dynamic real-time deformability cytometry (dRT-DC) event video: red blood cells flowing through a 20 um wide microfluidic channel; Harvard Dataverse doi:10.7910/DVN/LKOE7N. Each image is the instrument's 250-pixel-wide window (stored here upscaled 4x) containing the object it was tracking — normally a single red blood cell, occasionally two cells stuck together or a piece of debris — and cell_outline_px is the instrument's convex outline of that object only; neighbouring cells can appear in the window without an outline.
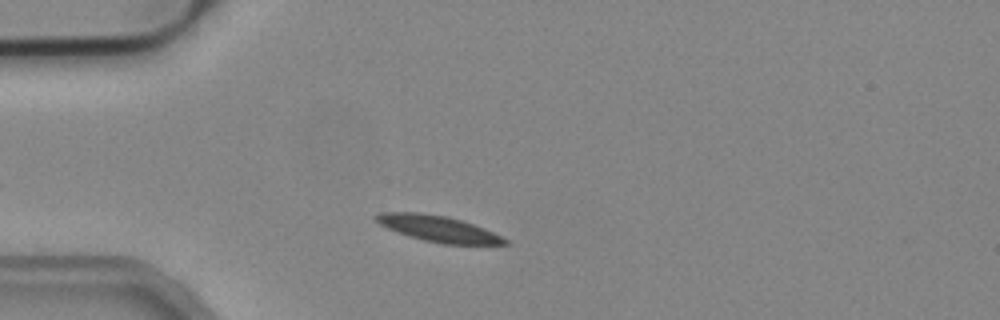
{"species": "common noctule bat (a hibernating species)", "species_latin": "Nyctalus noctula", "temperature_condition": "cold", "stored_images_in_passage": 36, "camera_frame_rate_fps": 3000, "um_per_image_px": 0.085, "animal": {"sex": "male", "body_mass_g": 19.2, "forearm_length_mm": 51.8}, "frame": {"image": 1, "passage_image": 6, "time_ms": 1.667, "image_size_px": [1000, 320], "cell_outline_px": [[512, 244], [444, 244], [424, 240], [408, 236], [388, 228], [380, 224], [372, 216], [380, 212], [420, 212], [448, 216], [484, 228], [508, 240]], "centroid_in_image_um": [37.22, 19.43], "position_along_channel_um": 47.8, "area_um2": 19.42}}
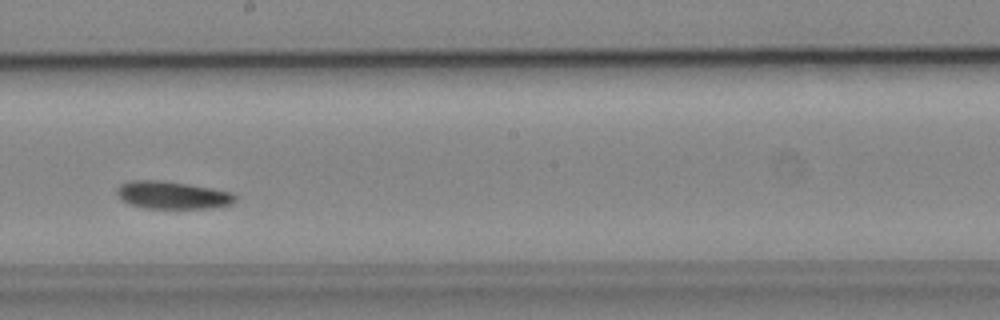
{"frame": {"image": 2, "passage_image": 22, "time_ms": 7.0, "image_size_px": [1000, 320], "cell_outline_px": [[236, 200], [232, 204], [212, 208], [148, 208], [132, 204], [120, 200], [116, 192], [116, 188], [120, 184], [132, 180], [164, 180], [212, 188], [232, 192], [236, 196]], "centroid_in_image_um": [14.66, 16.57], "position_along_channel_um": 233.5, "area_um2": 19.13}}
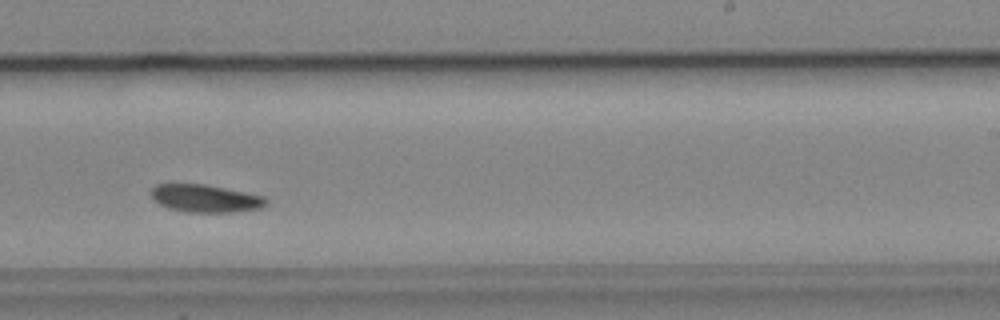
{"frame": {"image": 3, "passage_image": 25, "time_ms": 8.0, "image_size_px": [1000, 320], "cell_outline_px": [[268, 204], [260, 208], [236, 212], [188, 212], [168, 208], [152, 200], [152, 188], [156, 184], [204, 184], [264, 196], [268, 200]], "centroid_in_image_um": [17.47, 16.87], "position_along_channel_um": 271.5, "area_um2": 18.5}, "authors_computed_cell_mechanics": {"area_um2": 19.2185, "velocity_mm_per_s": 3.8341, "shape_relaxation_time_tau1_ms": 5.4028, "shape_relaxation_time_tau2_ms": 6.2108, "deformation_change_tau1": 0.1015, "deformation_change_tau2": 0.0944}}